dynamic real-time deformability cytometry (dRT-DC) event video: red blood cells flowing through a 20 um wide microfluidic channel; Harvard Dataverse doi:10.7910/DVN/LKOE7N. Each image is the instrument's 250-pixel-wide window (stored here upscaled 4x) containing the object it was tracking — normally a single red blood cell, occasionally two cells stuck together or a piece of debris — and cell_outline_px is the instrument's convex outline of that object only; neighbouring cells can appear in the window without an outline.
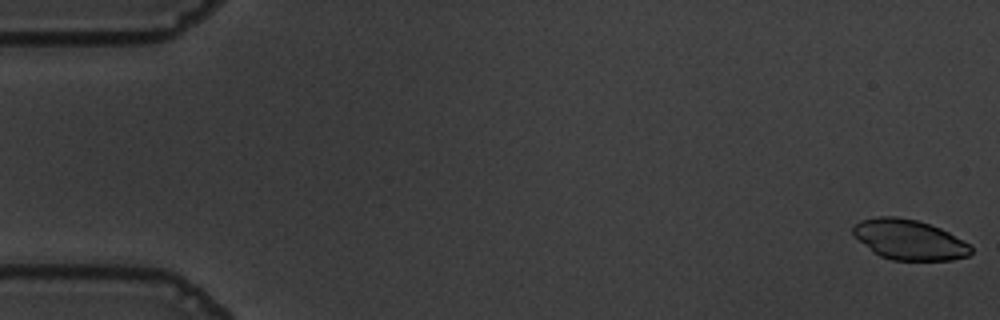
{"species": "common noctule bat (a hibernating species)", "species_latin": "Nyctalus noctula", "temperature_condition": "warm", "stored_images_in_passage": 14, "camera_frame_rate_fps": 3000, "um_per_image_px": 0.085, "animal": {"sex": "male", "body_mass_g": 19.5, "forearm_length_mm": 54.6}, "frame": {"image": 1, "passage_image": 1, "time_ms": 0.0, "image_size_px": [1000, 320], "cell_outline_px": [[972, 252], [968, 256], [952, 260], [892, 260], [880, 256], [872, 252], [852, 232], [852, 228], [860, 220], [880, 216], [896, 216], [916, 220], [940, 228], [972, 244]], "centroid_in_image_um": [77.31, 20.38], "position_along_channel_um": 7.7, "area_um2": 27.57}}